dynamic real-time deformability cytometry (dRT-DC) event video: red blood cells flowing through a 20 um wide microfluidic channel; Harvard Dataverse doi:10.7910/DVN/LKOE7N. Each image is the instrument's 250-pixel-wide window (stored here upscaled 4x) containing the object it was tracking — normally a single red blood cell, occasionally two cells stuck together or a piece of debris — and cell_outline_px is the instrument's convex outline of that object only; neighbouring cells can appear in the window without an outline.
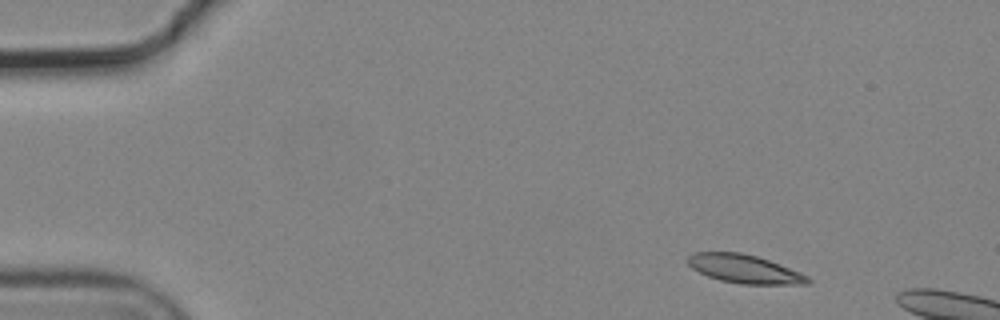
{"species": "common noctule bat (a hibernating species)", "species_latin": "Nyctalus noctula", "temperature_condition": "cold", "stored_images_in_passage": 4, "camera_frame_rate_fps": 3000, "um_per_image_px": 0.085, "animal": {"sex": "male", "body_mass_g": 19.2, "forearm_length_mm": 51.8}, "frame": {"image": 1, "passage_image": 1, "time_ms": 0.0, "image_size_px": [1000, 320], "cell_outline_px": [[812, 280], [808, 284], [740, 284], [720, 280], [708, 276], [692, 268], [688, 264], [688, 256], [696, 252], [740, 252], [756, 256], [780, 264], [800, 272], [808, 276]], "centroid_in_image_um": [63.3, 22.86], "position_along_channel_um": 21.7, "area_um2": 19.83}}